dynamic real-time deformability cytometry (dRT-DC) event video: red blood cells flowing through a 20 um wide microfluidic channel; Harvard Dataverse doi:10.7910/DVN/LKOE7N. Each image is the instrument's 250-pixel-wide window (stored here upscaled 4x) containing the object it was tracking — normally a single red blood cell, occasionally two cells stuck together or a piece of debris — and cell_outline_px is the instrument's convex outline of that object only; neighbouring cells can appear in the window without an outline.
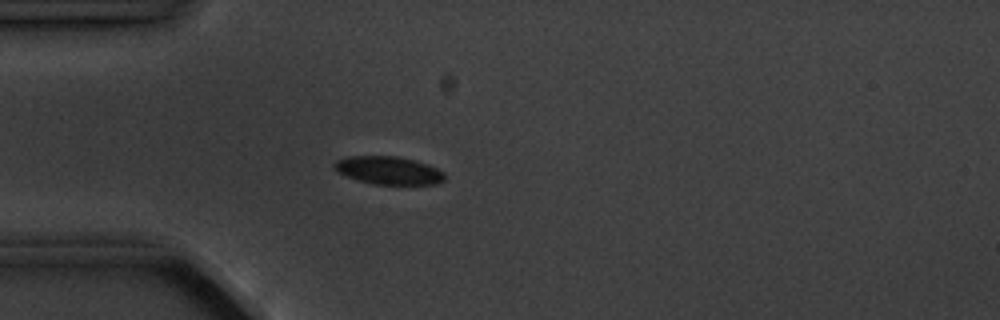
{"species": "common noctule bat (a hibernating species)", "species_latin": "Nyctalus noctula", "temperature_condition": "cold", "stored_images_in_passage": 4, "camera_frame_rate_fps": 3000, "um_per_image_px": 0.085, "animal": {"sex": "male", "body_mass_g": 20.1, "forearm_length_mm": 53.5}, "frame": {"image": 1, "passage_image": 4, "time_ms": 3.333, "image_size_px": [1000, 320], "cell_outline_px": [[444, 180], [436, 184], [372, 184], [356, 180], [336, 172], [332, 168], [332, 164], [336, 160], [348, 156], [396, 156], [416, 160], [428, 164], [444, 172]], "centroid_in_image_um": [32.97, 14.48], "position_along_channel_um": 52.0, "area_um2": 18.21}}